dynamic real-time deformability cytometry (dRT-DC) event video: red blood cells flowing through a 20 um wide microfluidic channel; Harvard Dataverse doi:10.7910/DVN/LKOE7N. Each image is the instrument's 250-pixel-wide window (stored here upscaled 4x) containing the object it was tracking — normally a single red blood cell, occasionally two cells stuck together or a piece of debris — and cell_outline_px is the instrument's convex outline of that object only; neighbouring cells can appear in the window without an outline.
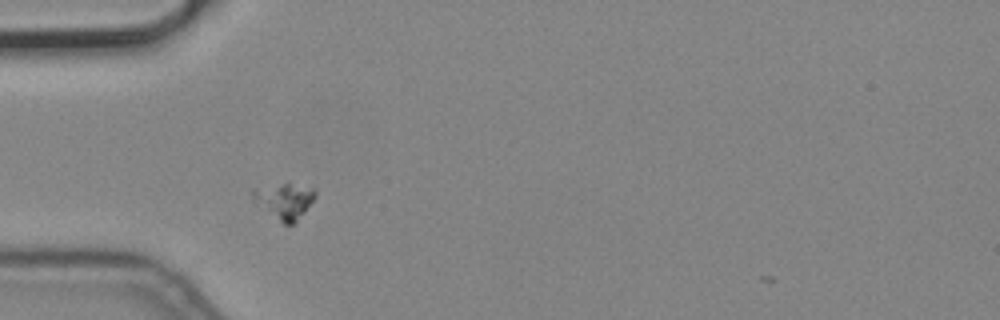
{"species": "common noctule bat (a hibernating species)", "species_latin": "Nyctalus noctula", "temperature_condition": "cold", "stored_images_in_passage": 4, "camera_frame_rate_fps": 3000, "um_per_image_px": 0.085, "animal": {"sex": "male", "body_mass_g": 19.2, "forearm_length_mm": 51.8}, "frame": {"image": 1, "passage_image": 2, "time_ms": 0.333, "image_size_px": [1000, 320], "cell_outline_px": [[316, 196], [304, 212], [292, 224], [284, 224], [252, 200], [248, 192], [252, 188], [288, 180], [316, 188]], "centroid_in_image_um": [24.15, 16.96], "position_along_channel_um": 60.9, "area_um2": 13.64}}
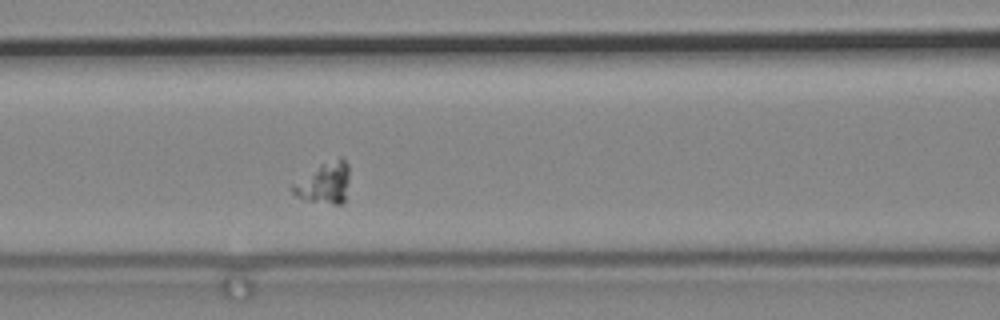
{"frame": {"image": 2, "passage_image": 4, "time_ms": 1.0, "image_size_px": [1000, 320], "cell_outline_px": [[348, 180], [344, 204], [332, 204], [304, 200], [296, 196], [288, 188], [292, 184], [320, 164], [340, 156], [348, 164]], "centroid_in_image_um": [27.54, 15.56], "position_along_channel_um": 139.1, "area_um2": 13.7}}